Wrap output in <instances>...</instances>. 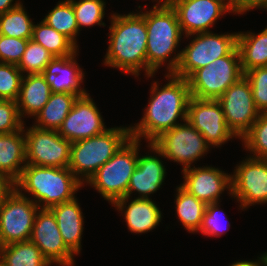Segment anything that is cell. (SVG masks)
<instances>
[{"mask_svg": "<svg viewBox=\"0 0 267 266\" xmlns=\"http://www.w3.org/2000/svg\"><path fill=\"white\" fill-rule=\"evenodd\" d=\"M169 82L159 89L157 82L152 84L151 98L141 121L130 127L131 138L145 137L152 143L163 132L187 120L188 103L191 98L189 83L185 78L174 74L165 76Z\"/></svg>", "mask_w": 267, "mask_h": 266, "instance_id": "1", "label": "cell"}, {"mask_svg": "<svg viewBox=\"0 0 267 266\" xmlns=\"http://www.w3.org/2000/svg\"><path fill=\"white\" fill-rule=\"evenodd\" d=\"M110 18L109 47L104 64L137 77L144 68L147 76V27L144 16L140 12L127 15L113 13Z\"/></svg>", "mask_w": 267, "mask_h": 266, "instance_id": "2", "label": "cell"}, {"mask_svg": "<svg viewBox=\"0 0 267 266\" xmlns=\"http://www.w3.org/2000/svg\"><path fill=\"white\" fill-rule=\"evenodd\" d=\"M83 184L68 167H41L26 164L14 187L32 194L34 199L31 200L39 208H50L75 199V192Z\"/></svg>", "mask_w": 267, "mask_h": 266, "instance_id": "3", "label": "cell"}, {"mask_svg": "<svg viewBox=\"0 0 267 266\" xmlns=\"http://www.w3.org/2000/svg\"><path fill=\"white\" fill-rule=\"evenodd\" d=\"M130 138V127H113L72 142L68 168L80 182L86 183Z\"/></svg>", "mask_w": 267, "mask_h": 266, "instance_id": "4", "label": "cell"}, {"mask_svg": "<svg viewBox=\"0 0 267 266\" xmlns=\"http://www.w3.org/2000/svg\"><path fill=\"white\" fill-rule=\"evenodd\" d=\"M140 13L147 27V77H151L178 47L182 32L177 14L170 4Z\"/></svg>", "mask_w": 267, "mask_h": 266, "instance_id": "5", "label": "cell"}, {"mask_svg": "<svg viewBox=\"0 0 267 266\" xmlns=\"http://www.w3.org/2000/svg\"><path fill=\"white\" fill-rule=\"evenodd\" d=\"M194 35L197 37L169 60L168 74L188 79L196 70L227 56L237 46V33L218 35L210 31Z\"/></svg>", "mask_w": 267, "mask_h": 266, "instance_id": "6", "label": "cell"}, {"mask_svg": "<svg viewBox=\"0 0 267 266\" xmlns=\"http://www.w3.org/2000/svg\"><path fill=\"white\" fill-rule=\"evenodd\" d=\"M140 140L130 138L87 181L113 204L127 194L130 178L138 162Z\"/></svg>", "mask_w": 267, "mask_h": 266, "instance_id": "7", "label": "cell"}, {"mask_svg": "<svg viewBox=\"0 0 267 266\" xmlns=\"http://www.w3.org/2000/svg\"><path fill=\"white\" fill-rule=\"evenodd\" d=\"M244 73L237 46L227 55L196 70L187 80L190 94L198 99L218 100Z\"/></svg>", "mask_w": 267, "mask_h": 266, "instance_id": "8", "label": "cell"}, {"mask_svg": "<svg viewBox=\"0 0 267 266\" xmlns=\"http://www.w3.org/2000/svg\"><path fill=\"white\" fill-rule=\"evenodd\" d=\"M152 152L183 165V170L191 168V163L209 151L203 135L187 120L163 132L148 145Z\"/></svg>", "mask_w": 267, "mask_h": 266, "instance_id": "9", "label": "cell"}, {"mask_svg": "<svg viewBox=\"0 0 267 266\" xmlns=\"http://www.w3.org/2000/svg\"><path fill=\"white\" fill-rule=\"evenodd\" d=\"M39 206L13 187L0 202V232L5 245L28 241Z\"/></svg>", "mask_w": 267, "mask_h": 266, "instance_id": "10", "label": "cell"}, {"mask_svg": "<svg viewBox=\"0 0 267 266\" xmlns=\"http://www.w3.org/2000/svg\"><path fill=\"white\" fill-rule=\"evenodd\" d=\"M26 137V164L65 168L70 163L71 142L56 130L30 127Z\"/></svg>", "mask_w": 267, "mask_h": 266, "instance_id": "11", "label": "cell"}, {"mask_svg": "<svg viewBox=\"0 0 267 266\" xmlns=\"http://www.w3.org/2000/svg\"><path fill=\"white\" fill-rule=\"evenodd\" d=\"M229 129L242 138L258 119V111L249 81L245 76L232 84L218 99Z\"/></svg>", "mask_w": 267, "mask_h": 266, "instance_id": "12", "label": "cell"}, {"mask_svg": "<svg viewBox=\"0 0 267 266\" xmlns=\"http://www.w3.org/2000/svg\"><path fill=\"white\" fill-rule=\"evenodd\" d=\"M187 121L198 130L210 146H221L236 137L227 126L218 100L190 98Z\"/></svg>", "mask_w": 267, "mask_h": 266, "instance_id": "13", "label": "cell"}, {"mask_svg": "<svg viewBox=\"0 0 267 266\" xmlns=\"http://www.w3.org/2000/svg\"><path fill=\"white\" fill-rule=\"evenodd\" d=\"M231 195L245 209L254 204L267 203V160L249 157L236 166L231 175Z\"/></svg>", "mask_w": 267, "mask_h": 266, "instance_id": "14", "label": "cell"}, {"mask_svg": "<svg viewBox=\"0 0 267 266\" xmlns=\"http://www.w3.org/2000/svg\"><path fill=\"white\" fill-rule=\"evenodd\" d=\"M169 4L175 10L181 32H185L186 37L210 32L209 27L220 16L225 12L233 13L229 0H169Z\"/></svg>", "mask_w": 267, "mask_h": 266, "instance_id": "15", "label": "cell"}, {"mask_svg": "<svg viewBox=\"0 0 267 266\" xmlns=\"http://www.w3.org/2000/svg\"><path fill=\"white\" fill-rule=\"evenodd\" d=\"M30 240L50 264L73 266L75 254L64 243L56 218L49 208L37 211Z\"/></svg>", "mask_w": 267, "mask_h": 266, "instance_id": "16", "label": "cell"}, {"mask_svg": "<svg viewBox=\"0 0 267 266\" xmlns=\"http://www.w3.org/2000/svg\"><path fill=\"white\" fill-rule=\"evenodd\" d=\"M106 130L101 113L87 93L77 98L58 133L72 143L102 134Z\"/></svg>", "mask_w": 267, "mask_h": 266, "instance_id": "17", "label": "cell"}, {"mask_svg": "<svg viewBox=\"0 0 267 266\" xmlns=\"http://www.w3.org/2000/svg\"><path fill=\"white\" fill-rule=\"evenodd\" d=\"M182 173L184 182L180 186L205 204L219 202L220 194L225 189H229L231 195V175L218 168L194 166Z\"/></svg>", "mask_w": 267, "mask_h": 266, "instance_id": "18", "label": "cell"}, {"mask_svg": "<svg viewBox=\"0 0 267 266\" xmlns=\"http://www.w3.org/2000/svg\"><path fill=\"white\" fill-rule=\"evenodd\" d=\"M74 55L54 57L41 73L50 85L52 93H72L78 97L87 94L80 84L84 73L77 65Z\"/></svg>", "mask_w": 267, "mask_h": 266, "instance_id": "19", "label": "cell"}, {"mask_svg": "<svg viewBox=\"0 0 267 266\" xmlns=\"http://www.w3.org/2000/svg\"><path fill=\"white\" fill-rule=\"evenodd\" d=\"M128 199L125 196L116 200L113 205L124 213L125 222L131 233H146L159 225L162 218L161 211L152 199L136 198L126 206Z\"/></svg>", "mask_w": 267, "mask_h": 266, "instance_id": "20", "label": "cell"}, {"mask_svg": "<svg viewBox=\"0 0 267 266\" xmlns=\"http://www.w3.org/2000/svg\"><path fill=\"white\" fill-rule=\"evenodd\" d=\"M166 174L165 166L156 156H138V162L130 178L126 196L130 198L132 191H137L140 197L149 199L161 187Z\"/></svg>", "mask_w": 267, "mask_h": 266, "instance_id": "21", "label": "cell"}, {"mask_svg": "<svg viewBox=\"0 0 267 266\" xmlns=\"http://www.w3.org/2000/svg\"><path fill=\"white\" fill-rule=\"evenodd\" d=\"M24 131L23 125L16 132L0 134V172L13 183L20 178L26 166V137Z\"/></svg>", "mask_w": 267, "mask_h": 266, "instance_id": "22", "label": "cell"}, {"mask_svg": "<svg viewBox=\"0 0 267 266\" xmlns=\"http://www.w3.org/2000/svg\"><path fill=\"white\" fill-rule=\"evenodd\" d=\"M49 209L56 218L64 243L74 254H79L84 219L77 199L53 205Z\"/></svg>", "mask_w": 267, "mask_h": 266, "instance_id": "23", "label": "cell"}, {"mask_svg": "<svg viewBox=\"0 0 267 266\" xmlns=\"http://www.w3.org/2000/svg\"><path fill=\"white\" fill-rule=\"evenodd\" d=\"M51 93L50 85L42 74L24 75L16 100L20 118L24 115L35 117L49 101Z\"/></svg>", "mask_w": 267, "mask_h": 266, "instance_id": "24", "label": "cell"}, {"mask_svg": "<svg viewBox=\"0 0 267 266\" xmlns=\"http://www.w3.org/2000/svg\"><path fill=\"white\" fill-rule=\"evenodd\" d=\"M237 48L243 73L267 66V27L258 34L237 33Z\"/></svg>", "mask_w": 267, "mask_h": 266, "instance_id": "25", "label": "cell"}, {"mask_svg": "<svg viewBox=\"0 0 267 266\" xmlns=\"http://www.w3.org/2000/svg\"><path fill=\"white\" fill-rule=\"evenodd\" d=\"M77 98L72 93H51L49 101L35 116L37 121L34 126L58 131Z\"/></svg>", "mask_w": 267, "mask_h": 266, "instance_id": "26", "label": "cell"}, {"mask_svg": "<svg viewBox=\"0 0 267 266\" xmlns=\"http://www.w3.org/2000/svg\"><path fill=\"white\" fill-rule=\"evenodd\" d=\"M5 266H50L40 249L31 241L5 245L1 253Z\"/></svg>", "mask_w": 267, "mask_h": 266, "instance_id": "27", "label": "cell"}, {"mask_svg": "<svg viewBox=\"0 0 267 266\" xmlns=\"http://www.w3.org/2000/svg\"><path fill=\"white\" fill-rule=\"evenodd\" d=\"M32 40L42 45L54 57H64L77 53V46L64 34L57 32L45 21L34 24Z\"/></svg>", "mask_w": 267, "mask_h": 266, "instance_id": "28", "label": "cell"}, {"mask_svg": "<svg viewBox=\"0 0 267 266\" xmlns=\"http://www.w3.org/2000/svg\"><path fill=\"white\" fill-rule=\"evenodd\" d=\"M176 213L182 225L192 233L199 231L203 221L206 204L188 193L181 186L177 187Z\"/></svg>", "mask_w": 267, "mask_h": 266, "instance_id": "29", "label": "cell"}, {"mask_svg": "<svg viewBox=\"0 0 267 266\" xmlns=\"http://www.w3.org/2000/svg\"><path fill=\"white\" fill-rule=\"evenodd\" d=\"M50 27L68 37L77 47L76 37L79 32L77 19L69 0L60 1L43 19Z\"/></svg>", "mask_w": 267, "mask_h": 266, "instance_id": "30", "label": "cell"}, {"mask_svg": "<svg viewBox=\"0 0 267 266\" xmlns=\"http://www.w3.org/2000/svg\"><path fill=\"white\" fill-rule=\"evenodd\" d=\"M34 23L23 4L0 14V34L20 39H32Z\"/></svg>", "mask_w": 267, "mask_h": 266, "instance_id": "31", "label": "cell"}, {"mask_svg": "<svg viewBox=\"0 0 267 266\" xmlns=\"http://www.w3.org/2000/svg\"><path fill=\"white\" fill-rule=\"evenodd\" d=\"M54 56L42 45L32 39L28 40L25 52L17 65L22 73L41 74Z\"/></svg>", "mask_w": 267, "mask_h": 266, "instance_id": "32", "label": "cell"}, {"mask_svg": "<svg viewBox=\"0 0 267 266\" xmlns=\"http://www.w3.org/2000/svg\"><path fill=\"white\" fill-rule=\"evenodd\" d=\"M245 148L257 159L267 160V114L260 113L250 130L241 138Z\"/></svg>", "mask_w": 267, "mask_h": 266, "instance_id": "33", "label": "cell"}, {"mask_svg": "<svg viewBox=\"0 0 267 266\" xmlns=\"http://www.w3.org/2000/svg\"><path fill=\"white\" fill-rule=\"evenodd\" d=\"M72 3L78 28L82 26H93L95 24L105 26L102 22L105 15L104 0H69Z\"/></svg>", "mask_w": 267, "mask_h": 266, "instance_id": "34", "label": "cell"}, {"mask_svg": "<svg viewBox=\"0 0 267 266\" xmlns=\"http://www.w3.org/2000/svg\"><path fill=\"white\" fill-rule=\"evenodd\" d=\"M23 75L17 65L0 63V100H17Z\"/></svg>", "mask_w": 267, "mask_h": 266, "instance_id": "35", "label": "cell"}, {"mask_svg": "<svg viewBox=\"0 0 267 266\" xmlns=\"http://www.w3.org/2000/svg\"><path fill=\"white\" fill-rule=\"evenodd\" d=\"M244 76L249 81L255 105L260 113L267 112V66L258 67L247 72Z\"/></svg>", "mask_w": 267, "mask_h": 266, "instance_id": "36", "label": "cell"}, {"mask_svg": "<svg viewBox=\"0 0 267 266\" xmlns=\"http://www.w3.org/2000/svg\"><path fill=\"white\" fill-rule=\"evenodd\" d=\"M28 39L8 37L0 34V63L18 65L25 52Z\"/></svg>", "mask_w": 267, "mask_h": 266, "instance_id": "37", "label": "cell"}, {"mask_svg": "<svg viewBox=\"0 0 267 266\" xmlns=\"http://www.w3.org/2000/svg\"><path fill=\"white\" fill-rule=\"evenodd\" d=\"M23 125L16 101L0 100V134L16 132Z\"/></svg>", "mask_w": 267, "mask_h": 266, "instance_id": "38", "label": "cell"}, {"mask_svg": "<svg viewBox=\"0 0 267 266\" xmlns=\"http://www.w3.org/2000/svg\"><path fill=\"white\" fill-rule=\"evenodd\" d=\"M218 206V202L206 204L202 225L199 229L201 233L208 236L218 237L221 236L222 232L226 231L227 226L224 227V225H220L223 218L220 215L222 213H220Z\"/></svg>", "mask_w": 267, "mask_h": 266, "instance_id": "39", "label": "cell"}, {"mask_svg": "<svg viewBox=\"0 0 267 266\" xmlns=\"http://www.w3.org/2000/svg\"><path fill=\"white\" fill-rule=\"evenodd\" d=\"M233 13L243 14L253 8L267 9V0H229Z\"/></svg>", "mask_w": 267, "mask_h": 266, "instance_id": "40", "label": "cell"}, {"mask_svg": "<svg viewBox=\"0 0 267 266\" xmlns=\"http://www.w3.org/2000/svg\"><path fill=\"white\" fill-rule=\"evenodd\" d=\"M13 187L14 183L0 172V202Z\"/></svg>", "mask_w": 267, "mask_h": 266, "instance_id": "41", "label": "cell"}, {"mask_svg": "<svg viewBox=\"0 0 267 266\" xmlns=\"http://www.w3.org/2000/svg\"><path fill=\"white\" fill-rule=\"evenodd\" d=\"M230 266H267V252L259 257V260L256 261H237Z\"/></svg>", "mask_w": 267, "mask_h": 266, "instance_id": "42", "label": "cell"}, {"mask_svg": "<svg viewBox=\"0 0 267 266\" xmlns=\"http://www.w3.org/2000/svg\"><path fill=\"white\" fill-rule=\"evenodd\" d=\"M13 0H0V14L20 6L21 2L12 4Z\"/></svg>", "mask_w": 267, "mask_h": 266, "instance_id": "43", "label": "cell"}, {"mask_svg": "<svg viewBox=\"0 0 267 266\" xmlns=\"http://www.w3.org/2000/svg\"><path fill=\"white\" fill-rule=\"evenodd\" d=\"M155 1H156V0H155ZM157 1H158V0H157ZM161 1H163V0H159L158 4L154 5V6H153V8L163 7V6H165V5H168V4H169V0H164V1H163V3H162V4H160V3H161Z\"/></svg>", "mask_w": 267, "mask_h": 266, "instance_id": "44", "label": "cell"}, {"mask_svg": "<svg viewBox=\"0 0 267 266\" xmlns=\"http://www.w3.org/2000/svg\"><path fill=\"white\" fill-rule=\"evenodd\" d=\"M4 248H5V244H4L3 240H2L1 232H0V257H1V253H2Z\"/></svg>", "mask_w": 267, "mask_h": 266, "instance_id": "45", "label": "cell"}, {"mask_svg": "<svg viewBox=\"0 0 267 266\" xmlns=\"http://www.w3.org/2000/svg\"><path fill=\"white\" fill-rule=\"evenodd\" d=\"M0 266H5V263L1 257H0Z\"/></svg>", "mask_w": 267, "mask_h": 266, "instance_id": "46", "label": "cell"}]
</instances>
